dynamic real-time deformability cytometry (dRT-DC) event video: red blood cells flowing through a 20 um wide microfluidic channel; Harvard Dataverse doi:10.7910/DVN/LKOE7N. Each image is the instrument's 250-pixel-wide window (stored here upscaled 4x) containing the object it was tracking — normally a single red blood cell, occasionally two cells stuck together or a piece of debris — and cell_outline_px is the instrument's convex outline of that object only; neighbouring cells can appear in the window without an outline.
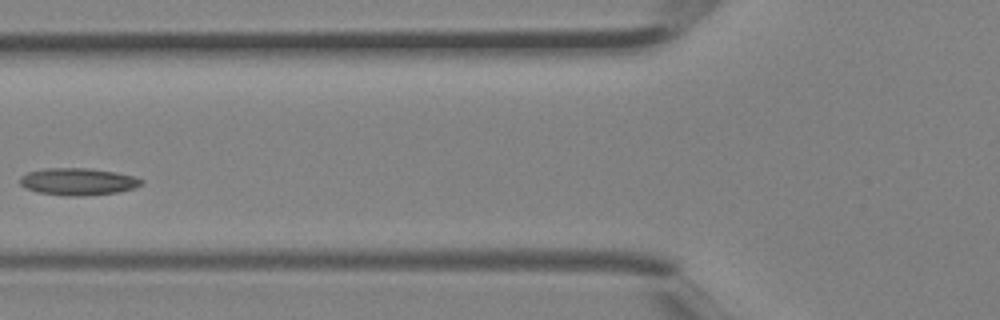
{"species": "Egyptian fruit bat (a non-hibernating species)", "species_latin": "Rousettus aegyptiacus", "temperature_condition": "room temperature", "stored_images_in_passage": 3, "camera_frame_rate_fps": 3000, "um_per_image_px": 0.085, "animal": {"sex": "female"}, "frame": {"image": 1, "passage_image": 3, "time_ms": 0.667, "image_size_px": [1000, 320], "cell_outline_px": [[144, 184], [132, 188], [116, 192], [84, 196], [64, 196], [36, 192], [24, 188], [20, 184], [20, 176], [28, 172], [44, 168], [88, 168], [116, 172], [136, 176], [144, 180]], "centroid_in_image_um": [6.62, 15.43], "position_along_channel_um": 119.2, "area_um2": 19.42}}